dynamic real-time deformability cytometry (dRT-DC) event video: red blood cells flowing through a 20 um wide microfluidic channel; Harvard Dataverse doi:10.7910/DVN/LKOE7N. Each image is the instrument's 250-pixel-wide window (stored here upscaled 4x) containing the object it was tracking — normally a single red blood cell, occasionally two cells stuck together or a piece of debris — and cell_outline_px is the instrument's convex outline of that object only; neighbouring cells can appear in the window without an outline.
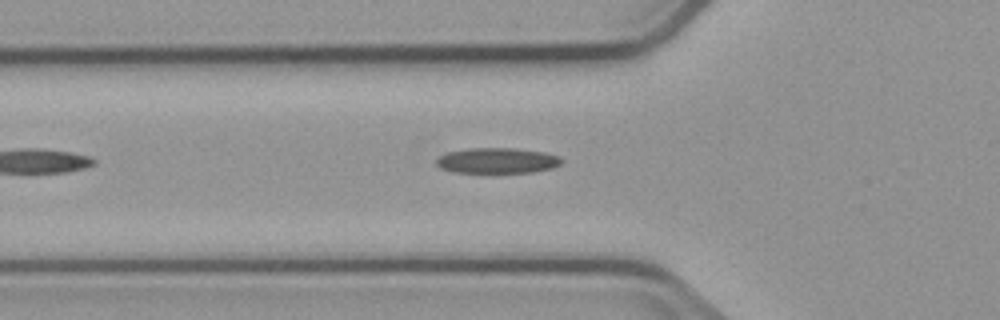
{"species": "common noctule bat (a hibernating species)", "species_latin": "Nyctalus noctula", "temperature_condition": "cold", "stored_images_in_passage": 6, "camera_frame_rate_fps": 3000, "um_per_image_px": 0.085, "animal": {"sex": "male", "body_mass_g": 23.1, "forearm_length_mm": 52.7}, "frame": {"image": 1, "passage_image": 6, "time_ms": 6.333, "image_size_px": [1000, 320], "cell_outline_px": [[564, 160], [560, 164], [552, 168], [532, 172], [452, 172], [440, 168], [436, 164], [436, 160], [440, 156], [448, 152], [468, 148], [516, 148], [544, 152], [560, 156]], "centroid_in_image_um": [42.28, 13.64], "position_along_channel_um": 83.5, "area_um2": 18.61}}